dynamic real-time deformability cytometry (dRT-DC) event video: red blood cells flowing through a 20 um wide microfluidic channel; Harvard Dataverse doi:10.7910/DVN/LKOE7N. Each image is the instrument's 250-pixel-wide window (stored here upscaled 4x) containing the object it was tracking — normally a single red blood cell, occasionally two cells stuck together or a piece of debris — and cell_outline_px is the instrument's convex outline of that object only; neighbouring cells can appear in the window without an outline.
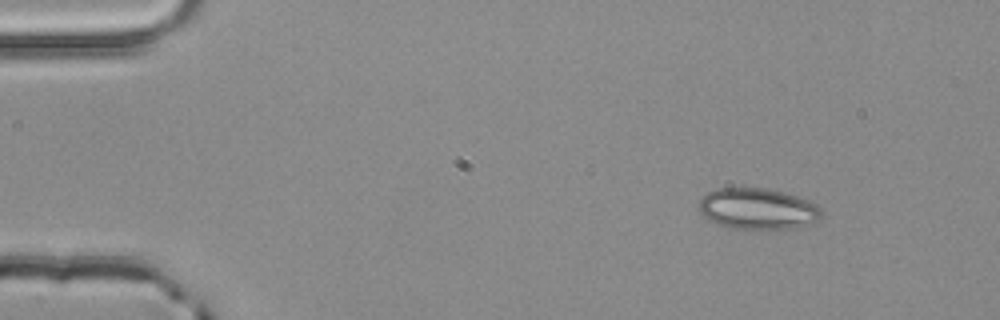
{"species": "common noctule bat (a hibernating species)", "species_latin": "Nyctalus noctula", "temperature_condition": "room temperature", "stored_images_in_passage": 2, "camera_frame_rate_fps": 3000, "um_per_image_px": 0.085, "animal": {"sex": "male", "body_mass_g": 20.4}, "frame": {"image": 1, "passage_image": 2, "time_ms": 0.333, "image_size_px": [1000, 320], "cell_outline_px": [[820, 216], [816, 220], [796, 228], [732, 228], [716, 224], [708, 220], [700, 212], [700, 200], [708, 192], [716, 188], [768, 188], [784, 192], [808, 200], [816, 204], [820, 208]], "centroid_in_image_um": [64.37, 17.73], "position_along_channel_um": 20.6, "area_um2": 29.02}}